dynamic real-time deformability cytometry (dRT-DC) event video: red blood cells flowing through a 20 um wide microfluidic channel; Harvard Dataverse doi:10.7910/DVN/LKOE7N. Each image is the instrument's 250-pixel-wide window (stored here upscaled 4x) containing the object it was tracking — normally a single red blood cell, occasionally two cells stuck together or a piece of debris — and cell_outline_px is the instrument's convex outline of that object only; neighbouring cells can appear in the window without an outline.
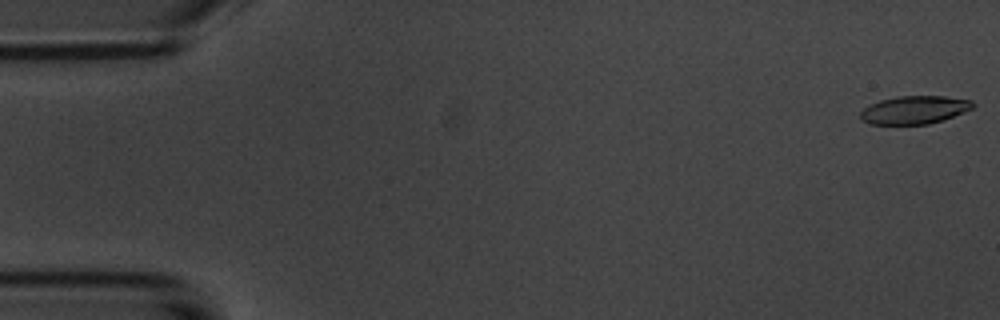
{"species": "common noctule bat (a hibernating species)", "species_latin": "Nyctalus noctula", "temperature_condition": "room temperature", "stored_images_in_passage": 5, "camera_frame_rate_fps": 3000, "um_per_image_px": 0.085, "animal": {"sex": "male", "body_mass_g": 20.1, "forearm_length_mm": 53.5}, "frame": {"image": 1, "passage_image": 1, "time_ms": 0.0, "image_size_px": [1000, 320], "cell_outline_px": [[976, 104], [972, 108], [964, 112], [944, 120], [928, 124], [868, 124], [860, 120], [860, 112], [868, 104], [880, 100], [896, 96], [944, 96], [972, 100]], "centroid_in_image_um": [77.71, 9.34], "position_along_channel_um": 7.3, "area_um2": 18.61}}
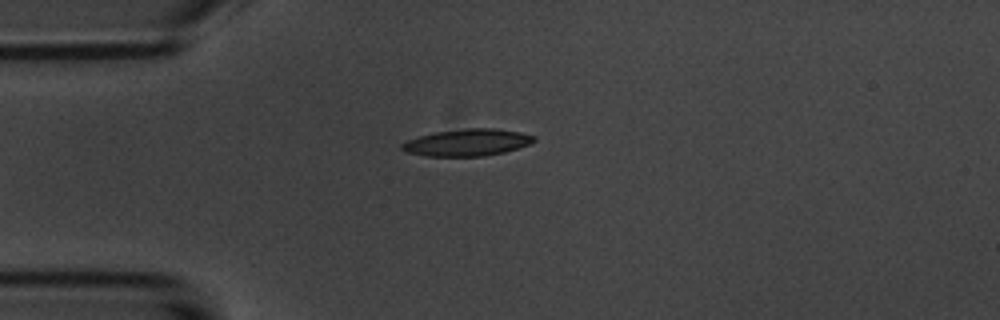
{"frame": {"image": 2, "passage_image": 4, "time_ms": 4.333, "image_size_px": [1000, 320], "cell_outline_px": [[536, 140], [528, 144], [504, 152], [484, 156], [424, 156], [404, 152], [400, 148], [400, 144], [408, 140], [420, 136], [436, 132], [464, 128], [496, 128], [520, 132], [536, 136]], "centroid_in_image_um": [39.69, 12.11], "position_along_channel_um": 45.3, "area_um2": 20.75}}